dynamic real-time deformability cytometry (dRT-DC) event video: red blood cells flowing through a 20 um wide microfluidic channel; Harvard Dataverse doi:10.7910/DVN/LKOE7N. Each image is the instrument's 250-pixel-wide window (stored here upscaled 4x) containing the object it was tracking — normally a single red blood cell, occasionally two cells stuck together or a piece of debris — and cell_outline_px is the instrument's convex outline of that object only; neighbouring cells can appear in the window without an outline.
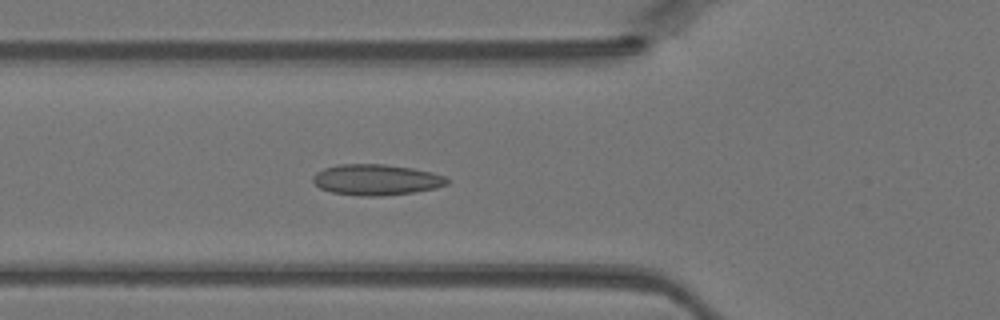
{"species": "Egyptian fruit bat (a non-hibernating species)", "species_latin": "Rousettus aegyptiacus", "temperature_condition": "warm", "stored_images_in_passage": 45, "camera_frame_rate_fps": 3000, "um_per_image_px": 0.085, "animal": {"sex": "female"}, "frame": {"image": 1, "passage_image": 16, "time_ms": 5.0, "image_size_px": [1000, 320], "cell_outline_px": [[448, 184], [436, 188], [412, 192], [380, 196], [360, 196], [332, 192], [320, 188], [312, 180], [312, 176], [316, 172], [324, 168], [340, 164], [384, 164], [412, 168], [432, 172], [448, 176]], "centroid_in_image_um": [31.99, 15.27], "position_along_channel_um": 93.8, "area_um2": 24.16}}
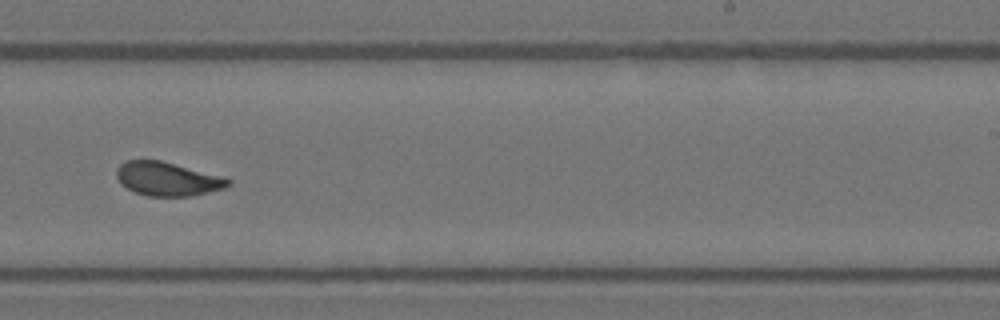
{"frame": {"image": 2, "passage_image": 28, "time_ms": 9.0, "image_size_px": [1000, 320], "cell_outline_px": [[232, 184], [224, 188], [188, 196], [148, 196], [136, 192], [120, 184], [116, 176], [116, 168], [120, 164], [128, 160], [160, 160], [224, 176], [232, 180]], "centroid_in_image_um": [14.24, 15.2], "position_along_channel_um": 274.8, "area_um2": 21.96}}
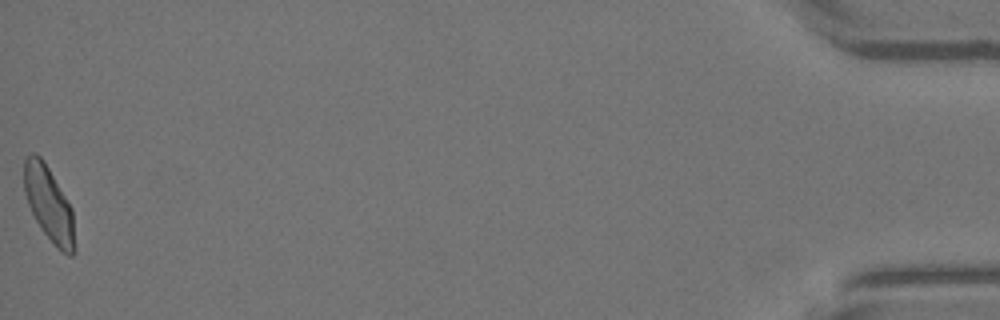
{"frame": {"image": 3, "passage_image": 45, "time_ms": 14.667, "image_size_px": [1000, 320], "cell_outline_px": [[76, 252], [72, 256], [68, 256], [60, 252], [56, 248], [40, 228], [28, 204], [24, 192], [24, 160], [32, 152], [36, 152], [44, 160], [72, 208], [76, 248]], "centroid_in_image_um": [4.18, 17.39], "position_along_channel_um": 431.0, "area_um2": 22.37}}